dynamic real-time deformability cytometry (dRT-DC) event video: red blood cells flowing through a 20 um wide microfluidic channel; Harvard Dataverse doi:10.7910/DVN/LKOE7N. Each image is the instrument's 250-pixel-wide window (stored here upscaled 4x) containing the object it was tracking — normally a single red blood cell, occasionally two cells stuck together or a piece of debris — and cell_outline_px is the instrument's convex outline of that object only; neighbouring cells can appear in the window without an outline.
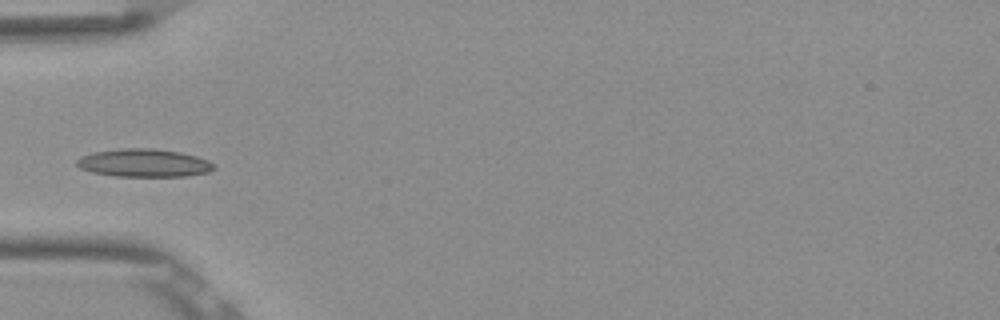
{"species": "Egyptian fruit bat (a non-hibernating species)", "species_latin": "Rousettus aegyptiacus", "temperature_condition": "room temperature", "stored_images_in_passage": 34, "camera_frame_rate_fps": 3000, "um_per_image_px": 0.085, "frame": {"image": 1, "passage_image": 1, "time_ms": 0.0, "image_size_px": [1000, 320], "cell_outline_px": [[216, 168], [208, 172], [184, 176], [116, 176], [92, 172], [80, 168], [76, 164], [76, 160], [80, 156], [92, 152], [120, 148], [152, 148], [180, 152], [196, 156], [208, 160]], "centroid_in_image_um": [12.2, 13.84], "position_along_channel_um": 72.8, "area_um2": 22.37}}
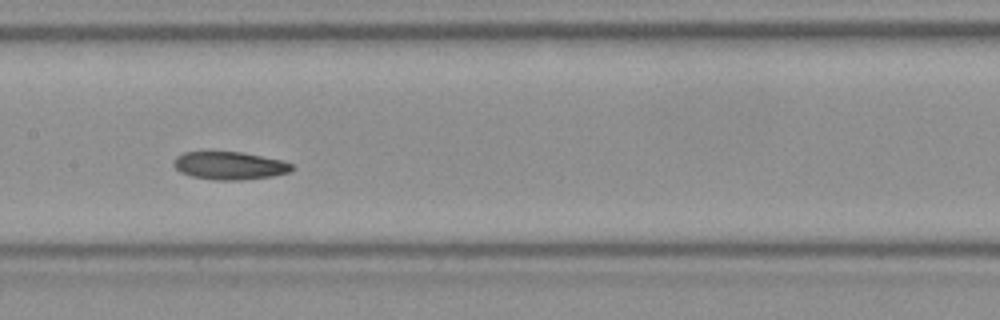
{"frame": {"image": 2, "passage_image": 10, "time_ms": 3.0, "image_size_px": [1000, 320], "cell_outline_px": [[292, 168], [288, 172], [272, 176], [240, 180], [216, 180], [192, 176], [180, 172], [172, 164], [172, 160], [176, 156], [184, 152], [208, 148], [212, 148], [244, 152], [284, 160], [292, 164]], "centroid_in_image_um": [19.43, 14.01], "position_along_channel_um": 188.0, "area_um2": 20.17}}
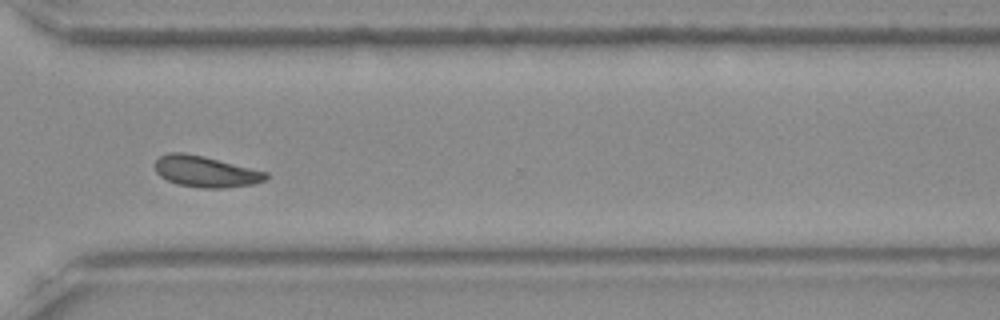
{"frame": {"image": 3, "passage_image": 23, "time_ms": 7.333, "image_size_px": [1000, 320], "cell_outline_px": [[268, 176], [264, 180], [252, 184], [224, 188], [204, 188], [176, 184], [160, 176], [156, 172], [156, 160], [160, 156], [168, 152], [184, 152], [204, 156], [268, 172]], "centroid_in_image_um": [17.46, 14.57], "position_along_channel_um": 353.1, "area_um2": 20.06}, "authors_computed_cell_mechanics": {"area_um2": 19.5653, "velocity_mm_per_s": 3.8143, "shape_relaxation_time_tau1_ms": null, "shape_relaxation_time_tau2_ms": 8.4845, "deformation_change_tau1": null, "deformation_change_tau2": 0.1356}}